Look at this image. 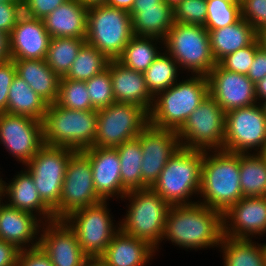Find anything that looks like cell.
<instances>
[{
  "label": "cell",
  "mask_w": 266,
  "mask_h": 266,
  "mask_svg": "<svg viewBox=\"0 0 266 266\" xmlns=\"http://www.w3.org/2000/svg\"><path fill=\"white\" fill-rule=\"evenodd\" d=\"M223 237L222 213L201 203L171 206L162 241L184 249L219 247Z\"/></svg>",
  "instance_id": "cell-1"
},
{
  "label": "cell",
  "mask_w": 266,
  "mask_h": 266,
  "mask_svg": "<svg viewBox=\"0 0 266 266\" xmlns=\"http://www.w3.org/2000/svg\"><path fill=\"white\" fill-rule=\"evenodd\" d=\"M199 195L203 199L198 203L222 214L243 197L238 153L224 150L203 153Z\"/></svg>",
  "instance_id": "cell-2"
},
{
  "label": "cell",
  "mask_w": 266,
  "mask_h": 266,
  "mask_svg": "<svg viewBox=\"0 0 266 266\" xmlns=\"http://www.w3.org/2000/svg\"><path fill=\"white\" fill-rule=\"evenodd\" d=\"M209 95L207 76L192 75L159 92L149 112V124L178 131L188 116Z\"/></svg>",
  "instance_id": "cell-3"
},
{
  "label": "cell",
  "mask_w": 266,
  "mask_h": 266,
  "mask_svg": "<svg viewBox=\"0 0 266 266\" xmlns=\"http://www.w3.org/2000/svg\"><path fill=\"white\" fill-rule=\"evenodd\" d=\"M204 152L180 147L168 160L152 189L170 206L196 203L190 197L199 195Z\"/></svg>",
  "instance_id": "cell-4"
},
{
  "label": "cell",
  "mask_w": 266,
  "mask_h": 266,
  "mask_svg": "<svg viewBox=\"0 0 266 266\" xmlns=\"http://www.w3.org/2000/svg\"><path fill=\"white\" fill-rule=\"evenodd\" d=\"M43 124V143L82 151L93 147L97 110H71L56 103L48 105Z\"/></svg>",
  "instance_id": "cell-5"
},
{
  "label": "cell",
  "mask_w": 266,
  "mask_h": 266,
  "mask_svg": "<svg viewBox=\"0 0 266 266\" xmlns=\"http://www.w3.org/2000/svg\"><path fill=\"white\" fill-rule=\"evenodd\" d=\"M124 198L130 204L125 217L119 222L120 229L148 242L158 251L171 206L152 188L129 191L121 200Z\"/></svg>",
  "instance_id": "cell-6"
},
{
  "label": "cell",
  "mask_w": 266,
  "mask_h": 266,
  "mask_svg": "<svg viewBox=\"0 0 266 266\" xmlns=\"http://www.w3.org/2000/svg\"><path fill=\"white\" fill-rule=\"evenodd\" d=\"M163 41L164 50L180 69H187L192 75L207 76L217 64L204 26L174 22Z\"/></svg>",
  "instance_id": "cell-7"
},
{
  "label": "cell",
  "mask_w": 266,
  "mask_h": 266,
  "mask_svg": "<svg viewBox=\"0 0 266 266\" xmlns=\"http://www.w3.org/2000/svg\"><path fill=\"white\" fill-rule=\"evenodd\" d=\"M133 36L128 11L106 4L88 7L86 43L96 47L108 59L116 60Z\"/></svg>",
  "instance_id": "cell-8"
},
{
  "label": "cell",
  "mask_w": 266,
  "mask_h": 266,
  "mask_svg": "<svg viewBox=\"0 0 266 266\" xmlns=\"http://www.w3.org/2000/svg\"><path fill=\"white\" fill-rule=\"evenodd\" d=\"M149 124V112L133 103L114 102L97 110L96 136L93 146L116 148L135 139Z\"/></svg>",
  "instance_id": "cell-9"
},
{
  "label": "cell",
  "mask_w": 266,
  "mask_h": 266,
  "mask_svg": "<svg viewBox=\"0 0 266 266\" xmlns=\"http://www.w3.org/2000/svg\"><path fill=\"white\" fill-rule=\"evenodd\" d=\"M226 112L208 95L188 116L177 131L181 147L200 150H223Z\"/></svg>",
  "instance_id": "cell-10"
},
{
  "label": "cell",
  "mask_w": 266,
  "mask_h": 266,
  "mask_svg": "<svg viewBox=\"0 0 266 266\" xmlns=\"http://www.w3.org/2000/svg\"><path fill=\"white\" fill-rule=\"evenodd\" d=\"M107 205V200H102L78 209L63 219L76 234L83 253L89 259L100 258L120 229L117 226L119 223L113 225V216Z\"/></svg>",
  "instance_id": "cell-11"
},
{
  "label": "cell",
  "mask_w": 266,
  "mask_h": 266,
  "mask_svg": "<svg viewBox=\"0 0 266 266\" xmlns=\"http://www.w3.org/2000/svg\"><path fill=\"white\" fill-rule=\"evenodd\" d=\"M75 152L72 148L44 144L25 165L39 196L52 211L60 202L66 166Z\"/></svg>",
  "instance_id": "cell-12"
},
{
  "label": "cell",
  "mask_w": 266,
  "mask_h": 266,
  "mask_svg": "<svg viewBox=\"0 0 266 266\" xmlns=\"http://www.w3.org/2000/svg\"><path fill=\"white\" fill-rule=\"evenodd\" d=\"M265 146L266 116L260 103L226 113L224 151L261 153Z\"/></svg>",
  "instance_id": "cell-13"
},
{
  "label": "cell",
  "mask_w": 266,
  "mask_h": 266,
  "mask_svg": "<svg viewBox=\"0 0 266 266\" xmlns=\"http://www.w3.org/2000/svg\"><path fill=\"white\" fill-rule=\"evenodd\" d=\"M100 201L89 158L82 151H76L67 163L60 202L53 210V216L55 220H63L72 212Z\"/></svg>",
  "instance_id": "cell-14"
},
{
  "label": "cell",
  "mask_w": 266,
  "mask_h": 266,
  "mask_svg": "<svg viewBox=\"0 0 266 266\" xmlns=\"http://www.w3.org/2000/svg\"><path fill=\"white\" fill-rule=\"evenodd\" d=\"M0 143L16 161L25 166L44 145L42 121L0 113Z\"/></svg>",
  "instance_id": "cell-15"
},
{
  "label": "cell",
  "mask_w": 266,
  "mask_h": 266,
  "mask_svg": "<svg viewBox=\"0 0 266 266\" xmlns=\"http://www.w3.org/2000/svg\"><path fill=\"white\" fill-rule=\"evenodd\" d=\"M142 147V183L147 188L157 182L161 171L172 155L181 147L177 131L148 124L139 134Z\"/></svg>",
  "instance_id": "cell-16"
},
{
  "label": "cell",
  "mask_w": 266,
  "mask_h": 266,
  "mask_svg": "<svg viewBox=\"0 0 266 266\" xmlns=\"http://www.w3.org/2000/svg\"><path fill=\"white\" fill-rule=\"evenodd\" d=\"M209 95L227 113L257 102L255 84L245 75L223 69L218 63L207 75Z\"/></svg>",
  "instance_id": "cell-17"
},
{
  "label": "cell",
  "mask_w": 266,
  "mask_h": 266,
  "mask_svg": "<svg viewBox=\"0 0 266 266\" xmlns=\"http://www.w3.org/2000/svg\"><path fill=\"white\" fill-rule=\"evenodd\" d=\"M223 236L252 239L266 234V196L242 197L222 214Z\"/></svg>",
  "instance_id": "cell-18"
},
{
  "label": "cell",
  "mask_w": 266,
  "mask_h": 266,
  "mask_svg": "<svg viewBox=\"0 0 266 266\" xmlns=\"http://www.w3.org/2000/svg\"><path fill=\"white\" fill-rule=\"evenodd\" d=\"M42 225L38 246L50 258L53 266L85 264L89 258L83 253L76 234L64 220H53Z\"/></svg>",
  "instance_id": "cell-19"
},
{
  "label": "cell",
  "mask_w": 266,
  "mask_h": 266,
  "mask_svg": "<svg viewBox=\"0 0 266 266\" xmlns=\"http://www.w3.org/2000/svg\"><path fill=\"white\" fill-rule=\"evenodd\" d=\"M50 39L43 20L22 14L8 36L10 59L44 60Z\"/></svg>",
  "instance_id": "cell-20"
},
{
  "label": "cell",
  "mask_w": 266,
  "mask_h": 266,
  "mask_svg": "<svg viewBox=\"0 0 266 266\" xmlns=\"http://www.w3.org/2000/svg\"><path fill=\"white\" fill-rule=\"evenodd\" d=\"M82 152L89 158L97 195L102 200L122 198L127 191L122 187L120 160L116 148L89 147Z\"/></svg>",
  "instance_id": "cell-21"
},
{
  "label": "cell",
  "mask_w": 266,
  "mask_h": 266,
  "mask_svg": "<svg viewBox=\"0 0 266 266\" xmlns=\"http://www.w3.org/2000/svg\"><path fill=\"white\" fill-rule=\"evenodd\" d=\"M2 199L0 193V239L13 244L18 250L38 247L43 221L32 213L3 203Z\"/></svg>",
  "instance_id": "cell-22"
},
{
  "label": "cell",
  "mask_w": 266,
  "mask_h": 266,
  "mask_svg": "<svg viewBox=\"0 0 266 266\" xmlns=\"http://www.w3.org/2000/svg\"><path fill=\"white\" fill-rule=\"evenodd\" d=\"M2 179L0 176V193L8 199L6 203L9 206L32 213L43 223L55 220L53 211L42 201L31 174L25 168L12 178L11 183Z\"/></svg>",
  "instance_id": "cell-23"
},
{
  "label": "cell",
  "mask_w": 266,
  "mask_h": 266,
  "mask_svg": "<svg viewBox=\"0 0 266 266\" xmlns=\"http://www.w3.org/2000/svg\"><path fill=\"white\" fill-rule=\"evenodd\" d=\"M107 68L115 102L133 103L150 112L154 97L146 86L144 73L129 69L117 60H109Z\"/></svg>",
  "instance_id": "cell-24"
},
{
  "label": "cell",
  "mask_w": 266,
  "mask_h": 266,
  "mask_svg": "<svg viewBox=\"0 0 266 266\" xmlns=\"http://www.w3.org/2000/svg\"><path fill=\"white\" fill-rule=\"evenodd\" d=\"M155 251L148 242L119 229L99 259L105 266H146L155 256Z\"/></svg>",
  "instance_id": "cell-25"
},
{
  "label": "cell",
  "mask_w": 266,
  "mask_h": 266,
  "mask_svg": "<svg viewBox=\"0 0 266 266\" xmlns=\"http://www.w3.org/2000/svg\"><path fill=\"white\" fill-rule=\"evenodd\" d=\"M88 6L80 0H67L43 20L46 31L53 38L86 39Z\"/></svg>",
  "instance_id": "cell-26"
},
{
  "label": "cell",
  "mask_w": 266,
  "mask_h": 266,
  "mask_svg": "<svg viewBox=\"0 0 266 266\" xmlns=\"http://www.w3.org/2000/svg\"><path fill=\"white\" fill-rule=\"evenodd\" d=\"M16 75L23 79L35 93L48 104L58 99L61 77L46 63L45 59H13Z\"/></svg>",
  "instance_id": "cell-27"
},
{
  "label": "cell",
  "mask_w": 266,
  "mask_h": 266,
  "mask_svg": "<svg viewBox=\"0 0 266 266\" xmlns=\"http://www.w3.org/2000/svg\"><path fill=\"white\" fill-rule=\"evenodd\" d=\"M132 30L135 36L164 39L174 24L173 7L166 2L148 6H132Z\"/></svg>",
  "instance_id": "cell-28"
},
{
  "label": "cell",
  "mask_w": 266,
  "mask_h": 266,
  "mask_svg": "<svg viewBox=\"0 0 266 266\" xmlns=\"http://www.w3.org/2000/svg\"><path fill=\"white\" fill-rule=\"evenodd\" d=\"M207 31L216 63L226 55L250 45L258 36V32L242 17L234 24Z\"/></svg>",
  "instance_id": "cell-29"
},
{
  "label": "cell",
  "mask_w": 266,
  "mask_h": 266,
  "mask_svg": "<svg viewBox=\"0 0 266 266\" xmlns=\"http://www.w3.org/2000/svg\"><path fill=\"white\" fill-rule=\"evenodd\" d=\"M48 103L18 75L9 88L6 113L23 115L43 121Z\"/></svg>",
  "instance_id": "cell-30"
},
{
  "label": "cell",
  "mask_w": 266,
  "mask_h": 266,
  "mask_svg": "<svg viewBox=\"0 0 266 266\" xmlns=\"http://www.w3.org/2000/svg\"><path fill=\"white\" fill-rule=\"evenodd\" d=\"M158 42L164 45L161 38L134 35L116 60L129 69L144 73L164 48L162 45L159 48Z\"/></svg>",
  "instance_id": "cell-31"
},
{
  "label": "cell",
  "mask_w": 266,
  "mask_h": 266,
  "mask_svg": "<svg viewBox=\"0 0 266 266\" xmlns=\"http://www.w3.org/2000/svg\"><path fill=\"white\" fill-rule=\"evenodd\" d=\"M219 247L224 266H265L263 244L252 239L223 236Z\"/></svg>",
  "instance_id": "cell-32"
},
{
  "label": "cell",
  "mask_w": 266,
  "mask_h": 266,
  "mask_svg": "<svg viewBox=\"0 0 266 266\" xmlns=\"http://www.w3.org/2000/svg\"><path fill=\"white\" fill-rule=\"evenodd\" d=\"M239 172L243 197L266 196V160L261 153L239 154Z\"/></svg>",
  "instance_id": "cell-33"
},
{
  "label": "cell",
  "mask_w": 266,
  "mask_h": 266,
  "mask_svg": "<svg viewBox=\"0 0 266 266\" xmlns=\"http://www.w3.org/2000/svg\"><path fill=\"white\" fill-rule=\"evenodd\" d=\"M120 160L122 187L127 191L146 189L142 183L141 164L142 147L140 138L125 141L116 147Z\"/></svg>",
  "instance_id": "cell-34"
},
{
  "label": "cell",
  "mask_w": 266,
  "mask_h": 266,
  "mask_svg": "<svg viewBox=\"0 0 266 266\" xmlns=\"http://www.w3.org/2000/svg\"><path fill=\"white\" fill-rule=\"evenodd\" d=\"M86 39L74 37H51L45 61L60 77H64L78 55Z\"/></svg>",
  "instance_id": "cell-35"
},
{
  "label": "cell",
  "mask_w": 266,
  "mask_h": 266,
  "mask_svg": "<svg viewBox=\"0 0 266 266\" xmlns=\"http://www.w3.org/2000/svg\"><path fill=\"white\" fill-rule=\"evenodd\" d=\"M179 68L177 62L166 51L159 54L144 72L146 86L153 97L177 82L178 70H181Z\"/></svg>",
  "instance_id": "cell-36"
},
{
  "label": "cell",
  "mask_w": 266,
  "mask_h": 266,
  "mask_svg": "<svg viewBox=\"0 0 266 266\" xmlns=\"http://www.w3.org/2000/svg\"><path fill=\"white\" fill-rule=\"evenodd\" d=\"M109 60L96 47L85 43L64 78L87 81L105 70Z\"/></svg>",
  "instance_id": "cell-37"
},
{
  "label": "cell",
  "mask_w": 266,
  "mask_h": 266,
  "mask_svg": "<svg viewBox=\"0 0 266 266\" xmlns=\"http://www.w3.org/2000/svg\"><path fill=\"white\" fill-rule=\"evenodd\" d=\"M55 103L58 106L71 110H94L86 82L70 80L64 77L60 79L58 99Z\"/></svg>",
  "instance_id": "cell-38"
},
{
  "label": "cell",
  "mask_w": 266,
  "mask_h": 266,
  "mask_svg": "<svg viewBox=\"0 0 266 266\" xmlns=\"http://www.w3.org/2000/svg\"><path fill=\"white\" fill-rule=\"evenodd\" d=\"M207 18L204 27L207 30L223 28L236 23L241 18L240 2L206 0Z\"/></svg>",
  "instance_id": "cell-39"
},
{
  "label": "cell",
  "mask_w": 266,
  "mask_h": 266,
  "mask_svg": "<svg viewBox=\"0 0 266 266\" xmlns=\"http://www.w3.org/2000/svg\"><path fill=\"white\" fill-rule=\"evenodd\" d=\"M85 82L94 110L103 109L115 102L108 68Z\"/></svg>",
  "instance_id": "cell-40"
},
{
  "label": "cell",
  "mask_w": 266,
  "mask_h": 266,
  "mask_svg": "<svg viewBox=\"0 0 266 266\" xmlns=\"http://www.w3.org/2000/svg\"><path fill=\"white\" fill-rule=\"evenodd\" d=\"M174 22L204 26L207 18L206 0H183L173 8Z\"/></svg>",
  "instance_id": "cell-41"
},
{
  "label": "cell",
  "mask_w": 266,
  "mask_h": 266,
  "mask_svg": "<svg viewBox=\"0 0 266 266\" xmlns=\"http://www.w3.org/2000/svg\"><path fill=\"white\" fill-rule=\"evenodd\" d=\"M261 46L258 37L248 46L223 57L218 64L227 71L248 74L256 50Z\"/></svg>",
  "instance_id": "cell-42"
},
{
  "label": "cell",
  "mask_w": 266,
  "mask_h": 266,
  "mask_svg": "<svg viewBox=\"0 0 266 266\" xmlns=\"http://www.w3.org/2000/svg\"><path fill=\"white\" fill-rule=\"evenodd\" d=\"M241 17L258 32L266 26V0H240Z\"/></svg>",
  "instance_id": "cell-43"
},
{
  "label": "cell",
  "mask_w": 266,
  "mask_h": 266,
  "mask_svg": "<svg viewBox=\"0 0 266 266\" xmlns=\"http://www.w3.org/2000/svg\"><path fill=\"white\" fill-rule=\"evenodd\" d=\"M16 76V67L13 59L0 62V113H6L9 88Z\"/></svg>",
  "instance_id": "cell-44"
},
{
  "label": "cell",
  "mask_w": 266,
  "mask_h": 266,
  "mask_svg": "<svg viewBox=\"0 0 266 266\" xmlns=\"http://www.w3.org/2000/svg\"><path fill=\"white\" fill-rule=\"evenodd\" d=\"M67 0H22L23 14L36 19H44Z\"/></svg>",
  "instance_id": "cell-45"
},
{
  "label": "cell",
  "mask_w": 266,
  "mask_h": 266,
  "mask_svg": "<svg viewBox=\"0 0 266 266\" xmlns=\"http://www.w3.org/2000/svg\"><path fill=\"white\" fill-rule=\"evenodd\" d=\"M22 14V2L0 3V32L9 36Z\"/></svg>",
  "instance_id": "cell-46"
},
{
  "label": "cell",
  "mask_w": 266,
  "mask_h": 266,
  "mask_svg": "<svg viewBox=\"0 0 266 266\" xmlns=\"http://www.w3.org/2000/svg\"><path fill=\"white\" fill-rule=\"evenodd\" d=\"M16 266H53L50 258L38 246L19 250Z\"/></svg>",
  "instance_id": "cell-47"
},
{
  "label": "cell",
  "mask_w": 266,
  "mask_h": 266,
  "mask_svg": "<svg viewBox=\"0 0 266 266\" xmlns=\"http://www.w3.org/2000/svg\"><path fill=\"white\" fill-rule=\"evenodd\" d=\"M247 76L254 84L266 77V49L262 46L256 50Z\"/></svg>",
  "instance_id": "cell-48"
},
{
  "label": "cell",
  "mask_w": 266,
  "mask_h": 266,
  "mask_svg": "<svg viewBox=\"0 0 266 266\" xmlns=\"http://www.w3.org/2000/svg\"><path fill=\"white\" fill-rule=\"evenodd\" d=\"M19 250L0 239V266H16Z\"/></svg>",
  "instance_id": "cell-49"
},
{
  "label": "cell",
  "mask_w": 266,
  "mask_h": 266,
  "mask_svg": "<svg viewBox=\"0 0 266 266\" xmlns=\"http://www.w3.org/2000/svg\"><path fill=\"white\" fill-rule=\"evenodd\" d=\"M10 58L8 35L0 32V62Z\"/></svg>",
  "instance_id": "cell-50"
},
{
  "label": "cell",
  "mask_w": 266,
  "mask_h": 266,
  "mask_svg": "<svg viewBox=\"0 0 266 266\" xmlns=\"http://www.w3.org/2000/svg\"><path fill=\"white\" fill-rule=\"evenodd\" d=\"M255 96L260 104L266 101V77L255 83Z\"/></svg>",
  "instance_id": "cell-51"
},
{
  "label": "cell",
  "mask_w": 266,
  "mask_h": 266,
  "mask_svg": "<svg viewBox=\"0 0 266 266\" xmlns=\"http://www.w3.org/2000/svg\"><path fill=\"white\" fill-rule=\"evenodd\" d=\"M134 0H107L106 5L114 8L130 11L133 6Z\"/></svg>",
  "instance_id": "cell-52"
},
{
  "label": "cell",
  "mask_w": 266,
  "mask_h": 266,
  "mask_svg": "<svg viewBox=\"0 0 266 266\" xmlns=\"http://www.w3.org/2000/svg\"><path fill=\"white\" fill-rule=\"evenodd\" d=\"M162 3H164V0H134L133 6H148Z\"/></svg>",
  "instance_id": "cell-53"
},
{
  "label": "cell",
  "mask_w": 266,
  "mask_h": 266,
  "mask_svg": "<svg viewBox=\"0 0 266 266\" xmlns=\"http://www.w3.org/2000/svg\"><path fill=\"white\" fill-rule=\"evenodd\" d=\"M257 37L260 41L261 46L266 49V26L263 27L260 31H258Z\"/></svg>",
  "instance_id": "cell-54"
},
{
  "label": "cell",
  "mask_w": 266,
  "mask_h": 266,
  "mask_svg": "<svg viewBox=\"0 0 266 266\" xmlns=\"http://www.w3.org/2000/svg\"><path fill=\"white\" fill-rule=\"evenodd\" d=\"M83 266H105V264L99 259H88Z\"/></svg>",
  "instance_id": "cell-55"
},
{
  "label": "cell",
  "mask_w": 266,
  "mask_h": 266,
  "mask_svg": "<svg viewBox=\"0 0 266 266\" xmlns=\"http://www.w3.org/2000/svg\"><path fill=\"white\" fill-rule=\"evenodd\" d=\"M86 6L105 4L107 0H80Z\"/></svg>",
  "instance_id": "cell-56"
},
{
  "label": "cell",
  "mask_w": 266,
  "mask_h": 266,
  "mask_svg": "<svg viewBox=\"0 0 266 266\" xmlns=\"http://www.w3.org/2000/svg\"><path fill=\"white\" fill-rule=\"evenodd\" d=\"M183 0H164V2H166L168 5L172 6L173 8L179 4L180 2H182Z\"/></svg>",
  "instance_id": "cell-57"
},
{
  "label": "cell",
  "mask_w": 266,
  "mask_h": 266,
  "mask_svg": "<svg viewBox=\"0 0 266 266\" xmlns=\"http://www.w3.org/2000/svg\"><path fill=\"white\" fill-rule=\"evenodd\" d=\"M6 2H22V0H0V3H6Z\"/></svg>",
  "instance_id": "cell-58"
},
{
  "label": "cell",
  "mask_w": 266,
  "mask_h": 266,
  "mask_svg": "<svg viewBox=\"0 0 266 266\" xmlns=\"http://www.w3.org/2000/svg\"><path fill=\"white\" fill-rule=\"evenodd\" d=\"M263 253H264V259H265V266H266V243H263Z\"/></svg>",
  "instance_id": "cell-59"
},
{
  "label": "cell",
  "mask_w": 266,
  "mask_h": 266,
  "mask_svg": "<svg viewBox=\"0 0 266 266\" xmlns=\"http://www.w3.org/2000/svg\"><path fill=\"white\" fill-rule=\"evenodd\" d=\"M262 107H263V110H264V113H265V116H266V101L261 103Z\"/></svg>",
  "instance_id": "cell-60"
},
{
  "label": "cell",
  "mask_w": 266,
  "mask_h": 266,
  "mask_svg": "<svg viewBox=\"0 0 266 266\" xmlns=\"http://www.w3.org/2000/svg\"><path fill=\"white\" fill-rule=\"evenodd\" d=\"M261 154L263 155V157H264L265 160H266V146H265V148L261 151Z\"/></svg>",
  "instance_id": "cell-61"
},
{
  "label": "cell",
  "mask_w": 266,
  "mask_h": 266,
  "mask_svg": "<svg viewBox=\"0 0 266 266\" xmlns=\"http://www.w3.org/2000/svg\"><path fill=\"white\" fill-rule=\"evenodd\" d=\"M223 1L240 2V0H223Z\"/></svg>",
  "instance_id": "cell-62"
}]
</instances>
